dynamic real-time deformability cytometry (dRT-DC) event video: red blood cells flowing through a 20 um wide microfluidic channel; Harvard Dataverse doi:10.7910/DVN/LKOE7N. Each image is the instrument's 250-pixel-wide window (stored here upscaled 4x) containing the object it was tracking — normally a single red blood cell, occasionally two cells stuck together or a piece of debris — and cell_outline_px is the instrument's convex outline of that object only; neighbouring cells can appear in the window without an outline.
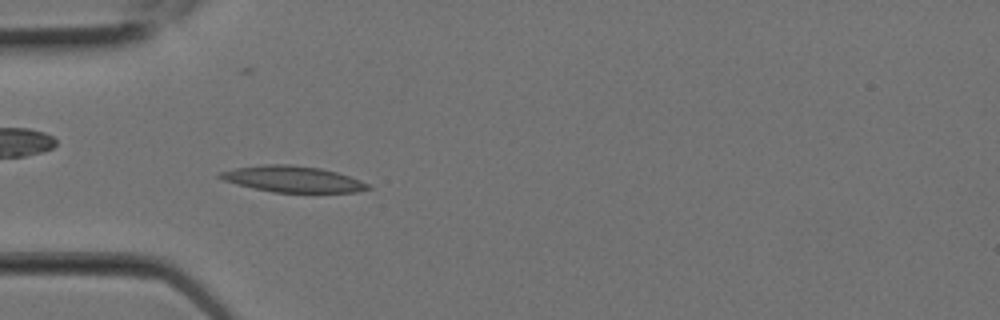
{"species": "Egyptian fruit bat (a non-hibernating species)", "species_latin": "Rousettus aegyptiacus", "temperature_condition": "room temperature", "stored_images_in_passage": 10, "camera_frame_rate_fps": 3000, "um_per_image_px": 0.085, "animal": {"sex": "female"}, "frame": {"image": 1, "passage_image": 6, "time_ms": 1.667, "image_size_px": [1000, 320], "cell_outline_px": [[372, 188], [356, 192], [272, 192], [252, 188], [236, 184], [224, 180], [216, 176], [220, 172], [236, 168], [264, 164], [288, 164], [320, 168], [336, 172], [360, 180], [368, 184]], "centroid_in_image_um": [24.86, 15.22], "position_along_channel_um": 60.1, "area_um2": 22.37}}
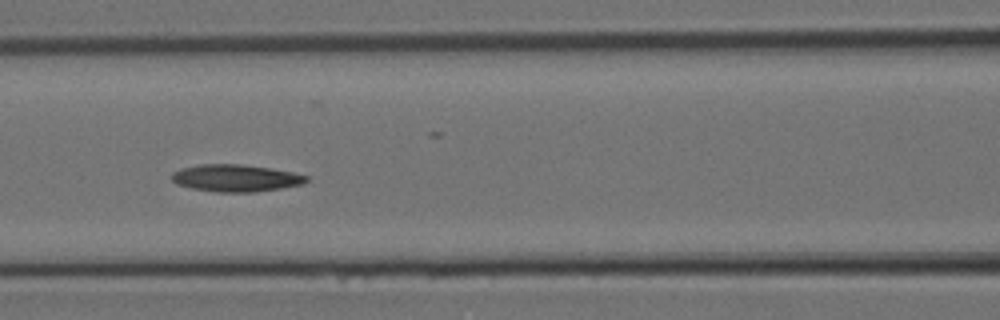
{"frame": {"image": 2, "passage_image": 9, "time_ms": 2.667, "image_size_px": [1000, 320], "cell_outline_px": [[308, 180], [304, 184], [256, 192], [216, 192], [192, 188], [176, 184], [172, 180], [172, 172], [180, 168], [200, 164], [240, 164], [268, 168], [292, 172], [308, 176]], "centroid_in_image_um": [20.02, 15.14], "position_along_channel_um": 146.6, "area_um2": 21.27}}